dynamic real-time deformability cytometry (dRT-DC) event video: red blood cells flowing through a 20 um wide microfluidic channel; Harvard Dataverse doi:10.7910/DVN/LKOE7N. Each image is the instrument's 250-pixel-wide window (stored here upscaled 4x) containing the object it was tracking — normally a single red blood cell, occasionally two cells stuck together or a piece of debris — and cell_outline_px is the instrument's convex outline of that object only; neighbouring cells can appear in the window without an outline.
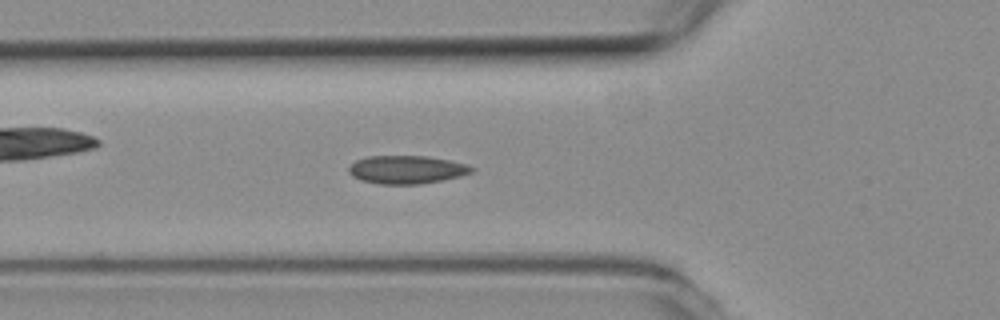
{"species": "common noctule bat (a hibernating species)", "species_latin": "Nyctalus noctula", "temperature_condition": "room temperature", "stored_images_in_passage": 52, "camera_frame_rate_fps": 3000, "um_per_image_px": 0.085, "animal": {"sex": "female", "body_mass_g": 19.3, "forearm_length_mm": 54.1}, "frame": {"image": 1, "passage_image": 16, "time_ms": 5.0, "image_size_px": [1000, 320], "cell_outline_px": [[476, 168], [472, 172], [460, 176], [444, 180], [420, 184], [376, 184], [360, 180], [352, 176], [348, 172], [348, 168], [356, 160], [368, 156], [428, 156], [468, 164]], "centroid_in_image_um": [34.57, 14.42], "position_along_channel_um": 91.2, "area_um2": 20.35}}
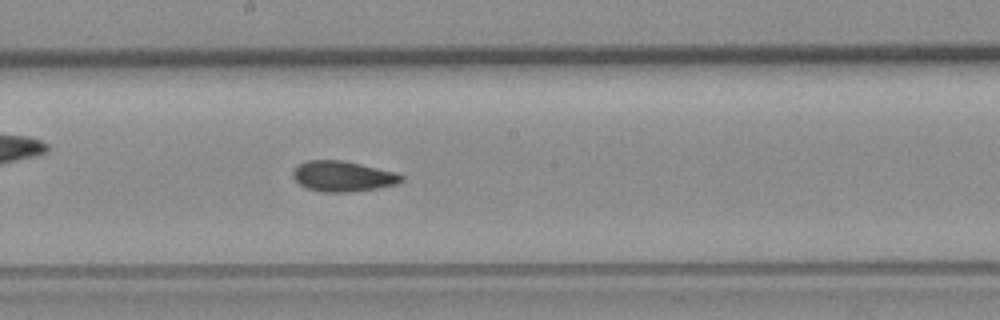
{"frame": {"image": 2, "passage_image": 26, "time_ms": 8.333, "image_size_px": [1000, 320], "cell_outline_px": [[404, 180], [400, 184], [376, 188], [348, 192], [320, 192], [308, 188], [300, 184], [292, 176], [292, 172], [296, 164], [308, 160], [344, 160], [396, 172], [404, 176]], "centroid_in_image_um": [29.15, 14.97], "position_along_channel_um": 219.1, "area_um2": 19.48}}
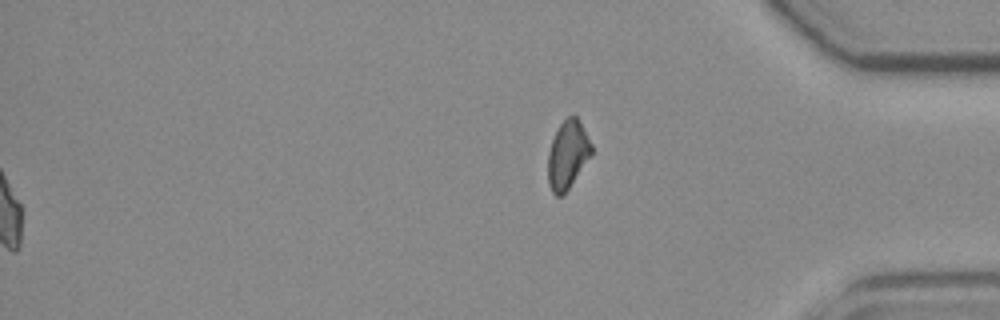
{"frame": {"image": 3, "passage_image": 52, "time_ms": 17.0, "image_size_px": [1000, 320], "cell_outline_px": [[592, 156], [568, 188], [560, 196], [556, 196], [552, 192], [548, 184], [548, 152], [552, 140], [560, 124], [568, 116], [576, 116], [592, 144]], "centroid_in_image_um": [48.25, 13.16], "position_along_channel_um": 386.9, "area_um2": 17.11}, "authors_computed_cell_mechanics": {"area_um2": 19.2763, "velocity_mm_per_s": 3.8249, "shape_relaxation_time_tau1_ms": null, "shape_relaxation_time_tau2_ms": 1.9909, "deformation_change_tau1": null, "deformation_change_tau2": 0.0584}}